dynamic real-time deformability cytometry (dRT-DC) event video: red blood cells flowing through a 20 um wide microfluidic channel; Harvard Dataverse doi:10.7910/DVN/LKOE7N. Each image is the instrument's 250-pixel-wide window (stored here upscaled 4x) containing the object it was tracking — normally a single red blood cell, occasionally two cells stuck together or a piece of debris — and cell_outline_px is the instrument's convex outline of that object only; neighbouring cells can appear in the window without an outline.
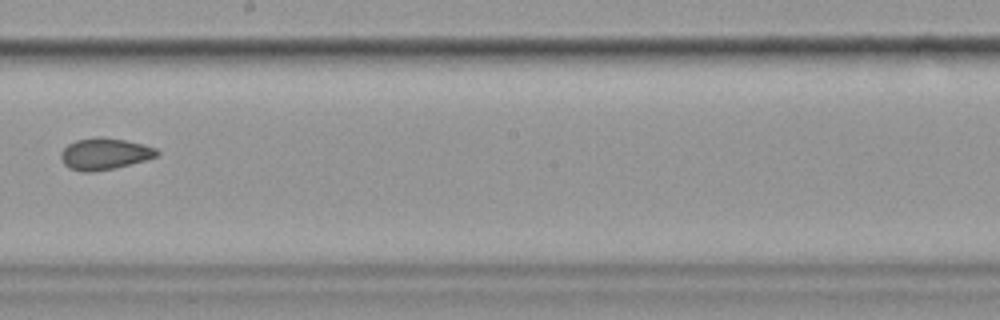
{"species": "common noctule bat (a hibernating species)", "species_latin": "Nyctalus noctula", "temperature_condition": "cold", "stored_images_in_passage": 9, "camera_frame_rate_fps": 3000, "um_per_image_px": 0.085, "animal": {"sex": "female", "body_mass_g": 19.9}, "frame": {"image": 1, "passage_image": 9, "time_ms": 9.333, "image_size_px": [1000, 320], "cell_outline_px": [[160, 152], [156, 156], [144, 160], [116, 168], [92, 172], [80, 172], [68, 168], [64, 164], [60, 156], [60, 152], [68, 144], [76, 140], [100, 136], [124, 140], [144, 144], [156, 148]], "centroid_in_image_um": [8.86, 13.08], "position_along_channel_um": 239.3, "area_um2": 17.74}}